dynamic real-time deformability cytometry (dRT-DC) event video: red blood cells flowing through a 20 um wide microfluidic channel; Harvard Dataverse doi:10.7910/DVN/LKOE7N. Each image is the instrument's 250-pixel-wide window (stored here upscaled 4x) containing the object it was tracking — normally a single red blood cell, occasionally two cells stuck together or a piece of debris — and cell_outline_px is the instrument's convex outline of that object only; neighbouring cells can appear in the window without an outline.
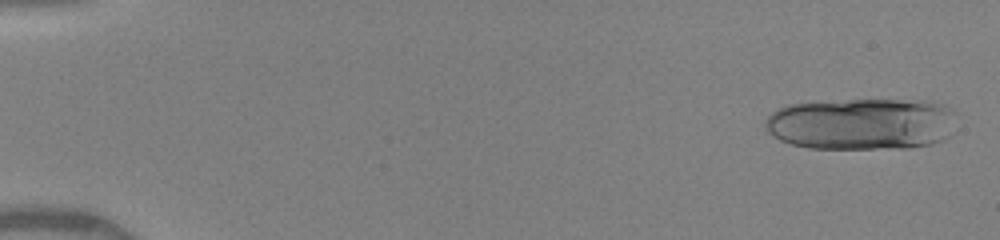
{"species": "human", "species_latin": "Homo sapiens", "temperature_condition": "warm", "stored_images_in_passage": 17, "camera_frame_rate_fps": 3000, "um_per_image_px": 0.085, "donor": {"sex": "female"}, "frame": {"image": 1, "passage_image": 2, "time_ms": 0.333, "image_size_px": [1000, 240], "cell_outline_px": [[956, 112], [948, 136], [944, 140], [932, 144], [908, 148], [808, 148], [792, 144], [780, 140], [768, 132], [764, 128], [764, 120], [772, 112], [788, 104], [848, 100], [928, 100], [944, 104], [952, 108]], "centroid_in_image_um": [73.25, 10.52], "position_along_channel_um": 11.7, "area_um2": 58.15}}
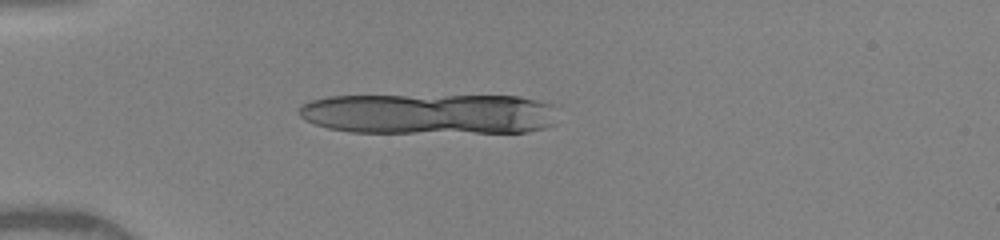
{"frame": {"image": 2, "passage_image": 14, "time_ms": 4.333, "image_size_px": [1000, 240], "cell_outline_px": [[556, 124], [548, 128], [528, 132], [352, 132], [328, 128], [304, 120], [296, 112], [296, 108], [312, 100], [328, 96], [516, 96], [536, 100], [552, 104]], "centroid_in_image_um": [36.47, 9.68], "position_along_channel_um": 48.5, "area_um2": 61.67}}